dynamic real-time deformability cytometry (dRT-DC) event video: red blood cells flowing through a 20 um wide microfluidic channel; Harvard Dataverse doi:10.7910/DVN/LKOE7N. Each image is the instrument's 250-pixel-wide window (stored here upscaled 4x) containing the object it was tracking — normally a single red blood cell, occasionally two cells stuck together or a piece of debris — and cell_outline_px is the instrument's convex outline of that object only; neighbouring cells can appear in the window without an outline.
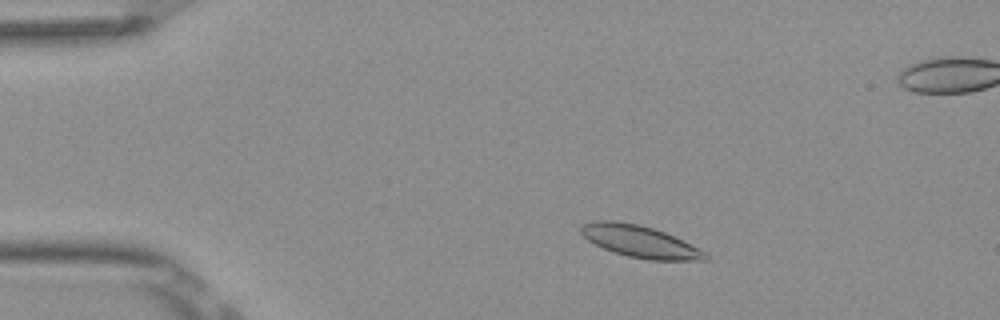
{"species": "Egyptian fruit bat (a non-hibernating species)", "species_latin": "Rousettus aegyptiacus", "temperature_condition": "room temperature", "stored_images_in_passage": 51, "camera_frame_rate_fps": 3000, "um_per_image_px": 0.085, "frame": {"image": 1, "passage_image": 7, "time_ms": 2.0, "image_size_px": [1000, 320], "cell_outline_px": [[708, 260], [648, 260], [628, 256], [604, 248], [588, 240], [580, 232], [580, 228], [584, 224], [596, 220], [612, 220], [640, 224], [664, 232], [708, 252]], "centroid_in_image_um": [54.42, 20.52], "position_along_channel_um": 30.6, "area_um2": 22.95}}
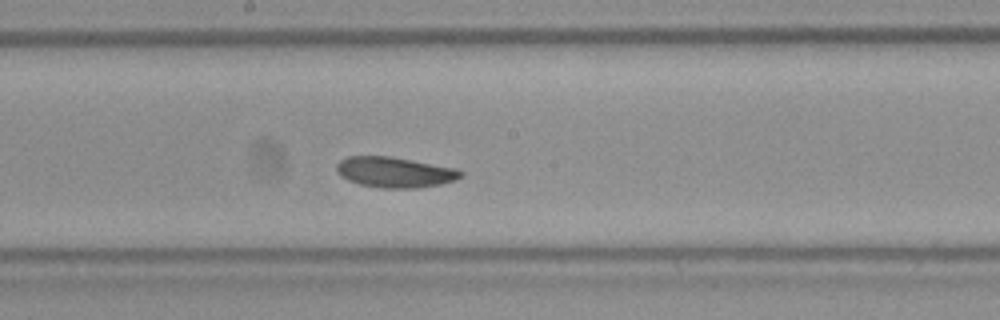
{"frame": {"image": 2, "passage_image": 26, "time_ms": 8.333, "image_size_px": [1000, 320], "cell_outline_px": [[464, 176], [456, 180], [440, 184], [416, 188], [380, 188], [360, 184], [348, 180], [340, 176], [336, 172], [336, 164], [340, 160], [348, 156], [392, 156], [456, 168], [464, 172]], "centroid_in_image_um": [33.56, 14.63], "position_along_channel_um": 214.6, "area_um2": 22.31}}
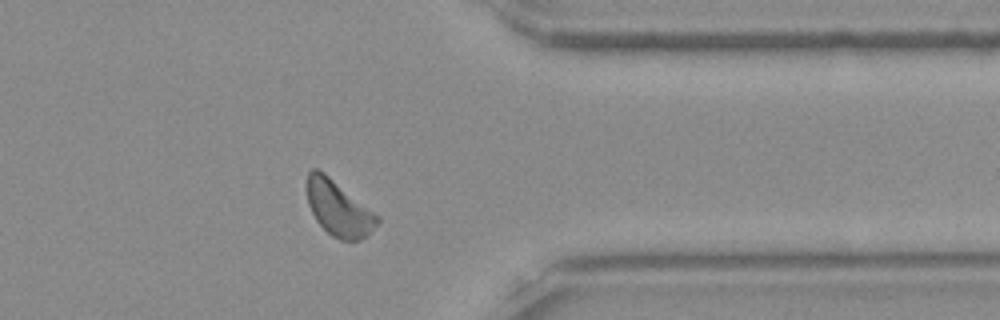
{"frame": {"image": 3, "passage_image": 40, "time_ms": 13.0, "image_size_px": [1000, 320], "cell_outline_px": [[380, 220], [360, 240], [340, 240], [332, 236], [316, 220], [308, 204], [308, 172], [312, 168], [316, 168], [324, 172], [380, 216]], "centroid_in_image_um": [28.78, 17.7], "position_along_channel_um": 382.6, "area_um2": 22.2}}